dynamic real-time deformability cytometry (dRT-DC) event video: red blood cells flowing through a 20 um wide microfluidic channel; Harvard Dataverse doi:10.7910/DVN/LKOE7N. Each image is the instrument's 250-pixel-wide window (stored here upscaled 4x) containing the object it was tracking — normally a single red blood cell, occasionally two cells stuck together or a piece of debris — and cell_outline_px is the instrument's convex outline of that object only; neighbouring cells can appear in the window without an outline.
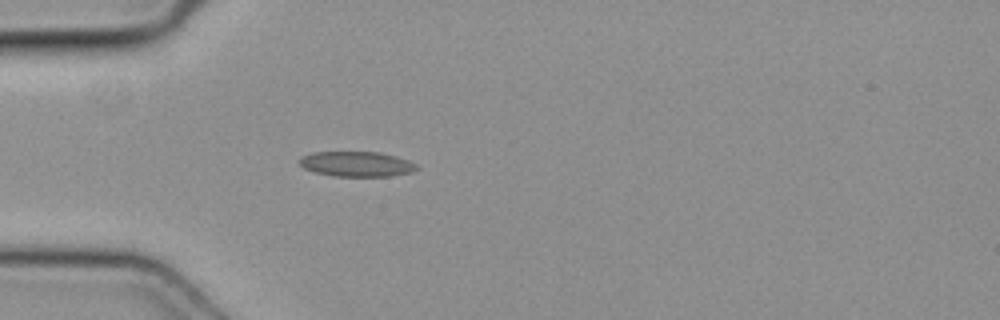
{"species": "common noctule bat (a hibernating species)", "species_latin": "Nyctalus noctula", "temperature_condition": "cold", "stored_images_in_passage": 39, "camera_frame_rate_fps": 3000, "um_per_image_px": 0.085, "animal": {"sex": "female", "body_mass_g": 19.3, "forearm_length_mm": 54.1}, "frame": {"image": 1, "passage_image": 10, "time_ms": 3.0, "image_size_px": [1000, 320], "cell_outline_px": [[420, 168], [412, 172], [392, 176], [332, 176], [316, 172], [304, 168], [300, 164], [300, 156], [312, 152], [380, 152], [396, 156], [408, 160], [416, 164]], "centroid_in_image_um": [30.33, 13.94], "position_along_channel_um": 54.7, "area_um2": 17.22}}
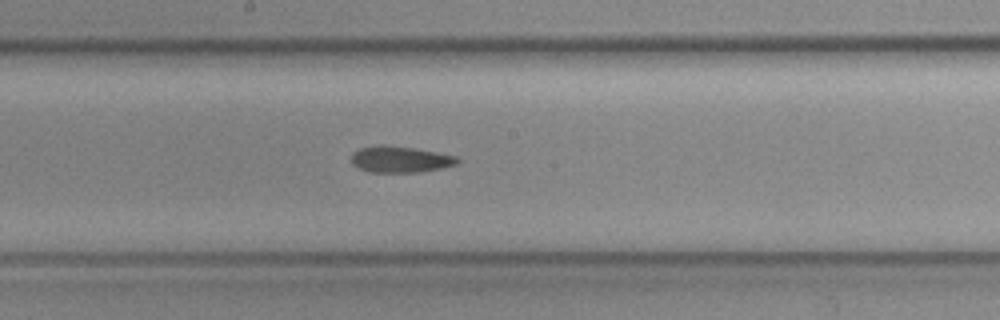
{"frame": {"image": 2, "passage_image": 22, "time_ms": 7.0, "image_size_px": [1000, 320], "cell_outline_px": [[460, 160], [456, 164], [444, 168], [420, 172], [372, 172], [360, 168], [352, 164], [352, 152], [360, 148], [412, 148], [456, 156]], "centroid_in_image_um": [34.08, 13.6], "position_along_channel_um": 214.1, "area_um2": 15.37}}
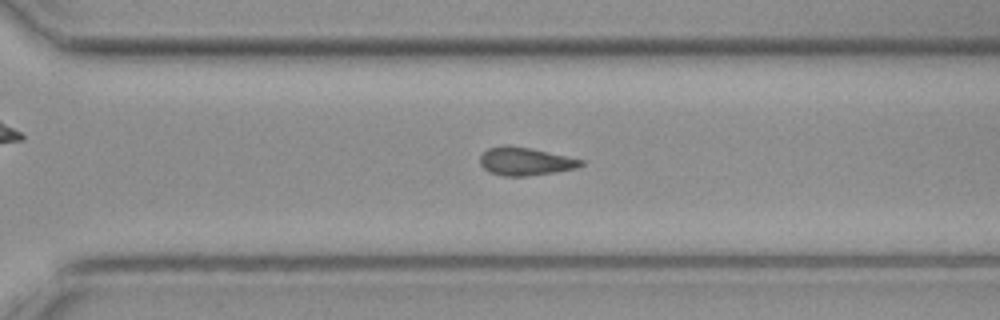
{"frame": {"image": 3, "passage_image": 30, "time_ms": 9.667, "image_size_px": [1000, 320], "cell_outline_px": [[584, 164], [576, 168], [552, 172], [524, 176], [504, 176], [488, 172], [480, 164], [480, 156], [488, 148], [508, 144], [528, 148], [584, 160]], "centroid_in_image_um": [44.6, 13.71], "position_along_channel_um": 326.0, "area_um2": 16.24}}